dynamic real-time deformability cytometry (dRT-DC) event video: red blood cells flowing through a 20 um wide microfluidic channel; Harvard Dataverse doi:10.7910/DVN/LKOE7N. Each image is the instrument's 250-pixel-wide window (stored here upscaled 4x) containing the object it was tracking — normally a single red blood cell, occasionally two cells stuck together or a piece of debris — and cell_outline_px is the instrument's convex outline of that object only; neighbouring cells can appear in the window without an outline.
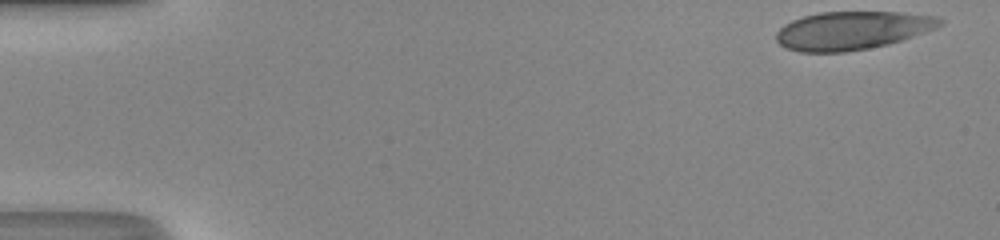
{"species": "human", "species_latin": "Homo sapiens", "temperature_condition": "room temperature", "stored_images_in_passage": 40, "camera_frame_rate_fps": 3000, "um_per_image_px": 0.085, "donor": {"sex": "male"}, "frame": {"image": 1, "passage_image": 1, "time_ms": 0.0, "image_size_px": [1000, 240], "cell_outline_px": [[944, 24], [936, 28], [888, 44], [868, 48], [844, 52], [800, 52], [788, 48], [780, 44], [776, 40], [776, 32], [784, 24], [792, 20], [804, 16], [820, 12], [904, 12], [940, 16], [944, 20]], "centroid_in_image_um": [72.46, 2.57], "position_along_channel_um": 12.5, "area_um2": 36.53}}
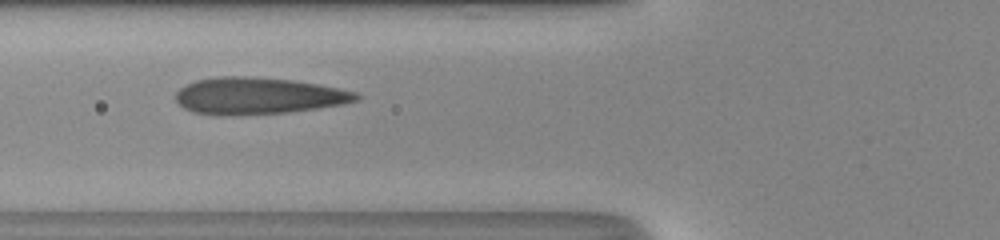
{"frame": {"image": 2, "passage_image": 18, "time_ms": 5.667, "image_size_px": [1000, 240], "cell_outline_px": [[360, 100], [340, 104], [316, 108], [284, 112], [216, 116], [192, 112], [184, 108], [176, 100], [176, 92], [180, 88], [196, 80], [216, 76], [244, 76], [292, 80], [340, 88], [360, 92]], "centroid_in_image_um": [21.93, 8.14], "position_along_channel_um": 103.9, "area_um2": 38.55}}
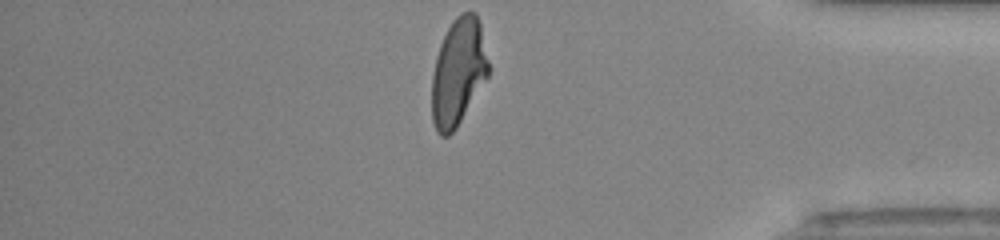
{"frame": {"image": 3, "passage_image": 40, "time_ms": 13.0, "image_size_px": [1000, 240], "cell_outline_px": [[492, 68], [488, 76], [456, 128], [448, 136], [440, 136], [436, 132], [432, 120], [432, 76], [436, 56], [440, 44], [452, 20], [460, 12], [476, 12], [480, 20]], "centroid_in_image_um": [38.98, 6.08], "position_along_channel_um": 396.2, "area_um2": 35.95}, "authors_computed_cell_mechanics": {"area_um2": 37.4833, "velocity_mm_per_s": 4.3617, "shape_relaxation_time_tau1_ms": null, "shape_relaxation_time_tau2_ms": 0.5945, "deformation_change_tau1": null, "deformation_change_tau2": 0.089}}